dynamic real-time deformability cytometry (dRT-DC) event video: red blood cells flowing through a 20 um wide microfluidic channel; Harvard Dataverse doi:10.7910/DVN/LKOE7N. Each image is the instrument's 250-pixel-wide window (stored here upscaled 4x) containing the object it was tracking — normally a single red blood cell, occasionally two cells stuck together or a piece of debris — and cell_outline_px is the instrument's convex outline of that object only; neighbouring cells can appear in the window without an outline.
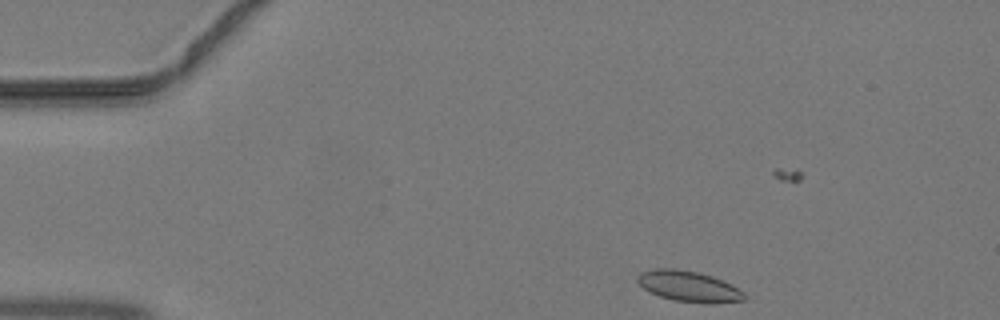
{"species": "common noctule bat (a hibernating species)", "species_latin": "Nyctalus noctula", "temperature_condition": "warm", "stored_images_in_passage": 39, "camera_frame_rate_fps": 3000, "um_per_image_px": 0.085, "animal": {"sex": "male", "body_mass_g": 19.2, "forearm_length_mm": 51.8}, "frame": {"image": 1, "passage_image": 1, "time_ms": 0.0, "image_size_px": [1000, 320], "cell_outline_px": [[748, 296], [744, 300], [708, 304], [676, 300], [660, 296], [644, 288], [636, 280], [636, 276], [640, 272], [652, 268], [676, 268], [696, 272], [712, 276], [732, 284], [744, 292]], "centroid_in_image_um": [58.56, 24.33], "position_along_channel_um": 26.4, "area_um2": 19.19}}
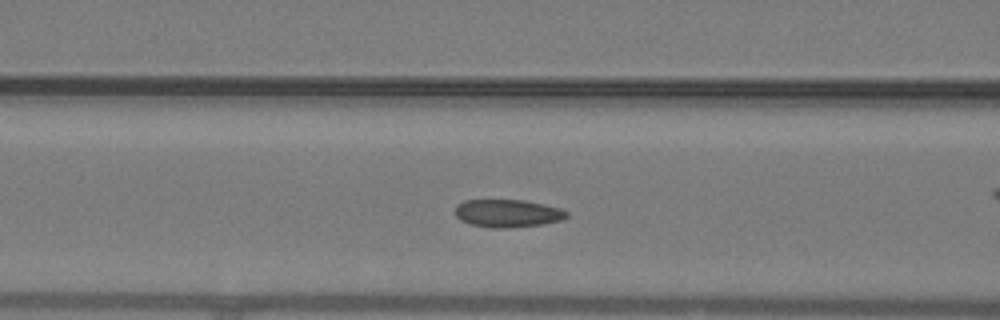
{"frame": {"image": 2, "passage_image": 12, "time_ms": 3.667, "image_size_px": [1000, 320], "cell_outline_px": [[568, 216], [560, 220], [540, 224], [508, 228], [492, 228], [472, 224], [460, 220], [456, 216], [456, 208], [464, 200], [524, 200], [544, 204], [560, 208], [568, 212]], "centroid_in_image_um": [43.16, 18.13], "position_along_channel_um": 123.4, "area_um2": 17.86}}
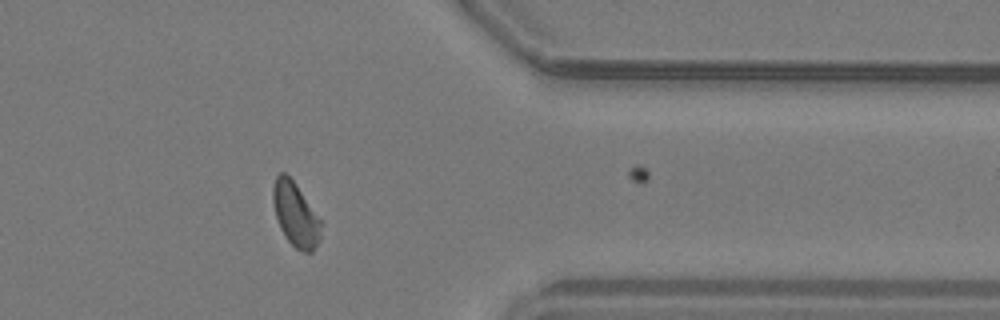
{"frame": {"image": 3, "passage_image": 30, "time_ms": 9.667, "image_size_px": [1000, 320], "cell_outline_px": [[324, 224], [320, 240], [312, 252], [304, 252], [296, 248], [284, 236], [280, 228], [276, 216], [272, 200], [272, 188], [276, 176], [280, 172], [284, 172], [296, 184], [324, 220]], "centroid_in_image_um": [25.17, 18.23], "position_along_channel_um": 386.2, "area_um2": 18.5}}